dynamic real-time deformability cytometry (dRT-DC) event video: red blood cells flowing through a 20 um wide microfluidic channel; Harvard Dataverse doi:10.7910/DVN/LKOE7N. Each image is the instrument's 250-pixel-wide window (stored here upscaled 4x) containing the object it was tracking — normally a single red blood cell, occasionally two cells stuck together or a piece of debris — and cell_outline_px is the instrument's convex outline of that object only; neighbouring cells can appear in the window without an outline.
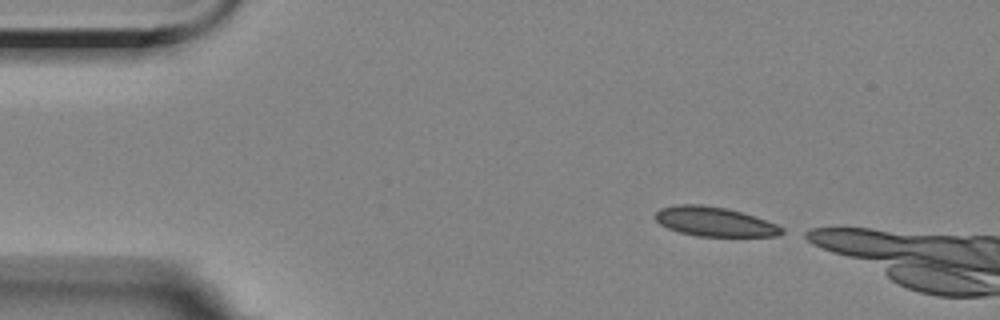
{"species": "Egyptian fruit bat (a non-hibernating species)", "species_latin": "Rousettus aegyptiacus", "temperature_condition": "room temperature", "stored_images_in_passage": 5, "camera_frame_rate_fps": 3000, "um_per_image_px": 0.085, "animal": {"sex": "female"}, "frame": {"image": 1, "passage_image": 1, "time_ms": 0.0, "image_size_px": [1000, 320], "cell_outline_px": [[788, 232], [780, 236], [696, 236], [680, 232], [668, 228], [660, 224], [656, 220], [656, 212], [660, 208], [676, 204], [700, 204], [724, 208], [740, 212], [776, 224], [784, 228]], "centroid_in_image_um": [60.75, 18.85], "position_along_channel_um": 24.3, "area_um2": 21.56}}